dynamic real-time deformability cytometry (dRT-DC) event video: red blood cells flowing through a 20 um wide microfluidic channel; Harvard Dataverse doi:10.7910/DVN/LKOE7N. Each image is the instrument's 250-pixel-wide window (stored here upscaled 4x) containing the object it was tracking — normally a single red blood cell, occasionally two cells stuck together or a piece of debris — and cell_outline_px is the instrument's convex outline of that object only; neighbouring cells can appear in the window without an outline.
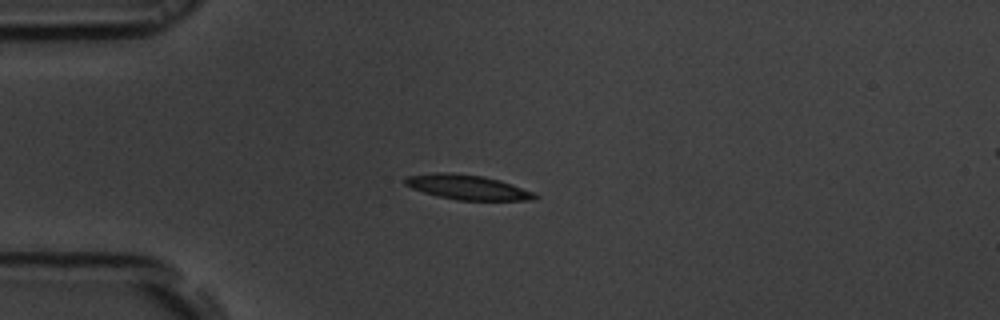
{"species": "common noctule bat (a hibernating species)", "species_latin": "Nyctalus noctula", "temperature_condition": "room temperature", "stored_images_in_passage": 42, "camera_frame_rate_fps": 3000, "um_per_image_px": 0.085, "animal": {"sex": "male", "body_mass_g": 19.5, "forearm_length_mm": 54.6}, "frame": {"image": 1, "passage_image": 1, "time_ms": 0.0, "image_size_px": [1000, 320], "cell_outline_px": [[540, 196], [532, 200], [456, 200], [436, 196], [412, 188], [404, 184], [404, 176], [432, 172], [448, 172], [484, 176], [500, 180], [536, 192]], "centroid_in_image_um": [39.73, 15.9], "position_along_channel_um": 45.3, "area_um2": 19.02}}
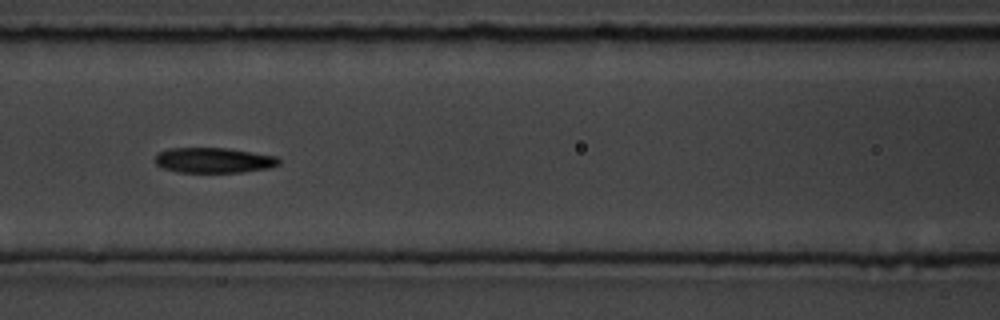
{"frame": {"image": 2, "passage_image": 11, "time_ms": 3.333, "image_size_px": [1000, 320], "cell_outline_px": [[280, 164], [268, 168], [240, 172], [180, 172], [160, 168], [156, 164], [156, 156], [160, 152], [168, 148], [228, 148], [276, 156], [280, 160]], "centroid_in_image_um": [18.16, 13.62], "position_along_channel_um": 148.4, "area_um2": 18.15}}
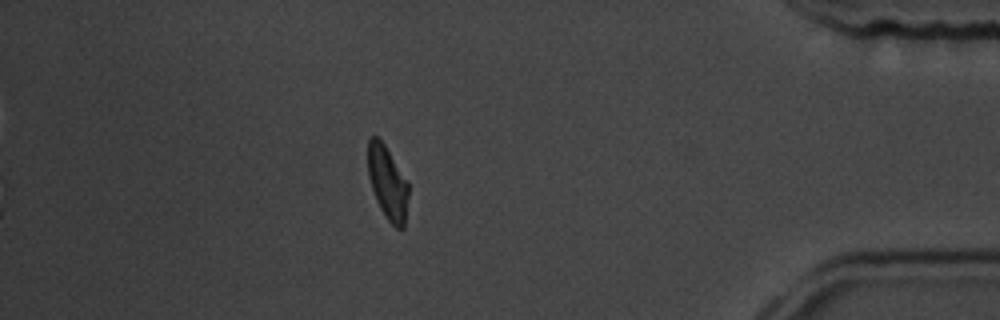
{"frame": {"image": 3, "passage_image": 35, "time_ms": 11.333, "image_size_px": [1000, 320], "cell_outline_px": [[408, 196], [404, 228], [396, 228], [384, 216], [376, 200], [368, 176], [368, 140], [372, 136], [376, 136], [384, 144], [408, 180]], "centroid_in_image_um": [32.95, 15.54], "position_along_channel_um": 402.3, "area_um2": 17.34}, "authors_computed_cell_mechanics": {"area_um2": 18.2937, "velocity_mm_per_s": 3.6974, "shape_relaxation_time_tau1_ms": 2.4713, "shape_relaxation_time_tau2_ms": 4.1503, "deformation_change_tau1": 0.1602, "deformation_change_tau2": 0.1153}}